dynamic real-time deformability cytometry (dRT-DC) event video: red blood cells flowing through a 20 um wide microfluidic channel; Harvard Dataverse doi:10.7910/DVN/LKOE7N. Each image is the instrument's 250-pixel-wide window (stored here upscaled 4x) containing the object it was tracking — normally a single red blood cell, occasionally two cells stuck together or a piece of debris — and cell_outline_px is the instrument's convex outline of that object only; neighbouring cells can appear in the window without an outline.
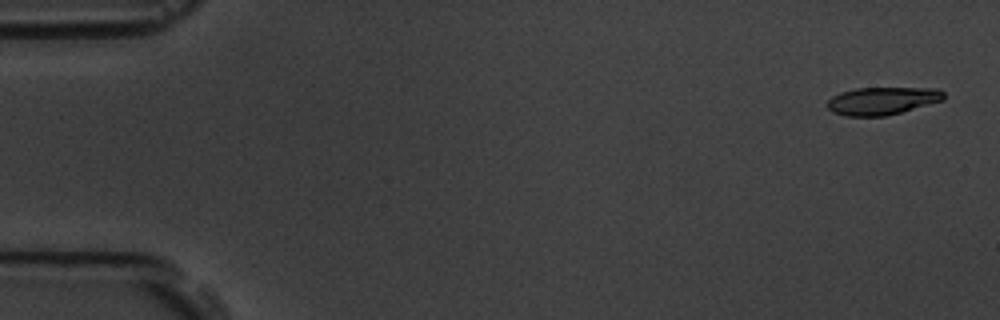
{"species": "common noctule bat (a hibernating species)", "species_latin": "Nyctalus noctula", "temperature_condition": "room temperature", "stored_images_in_passage": 6, "camera_frame_rate_fps": 3000, "um_per_image_px": 0.085, "animal": {"sex": "male", "body_mass_g": 19.5, "forearm_length_mm": 54.6}, "frame": {"image": 1, "passage_image": 1, "time_ms": 0.0, "image_size_px": [1000, 320], "cell_outline_px": [[944, 100], [900, 112], [884, 116], [844, 116], [832, 112], [828, 108], [828, 100], [832, 96], [840, 92], [856, 88], [936, 88], [944, 92]], "centroid_in_image_um": [74.97, 8.57], "position_along_channel_um": 10.0, "area_um2": 18.73}}
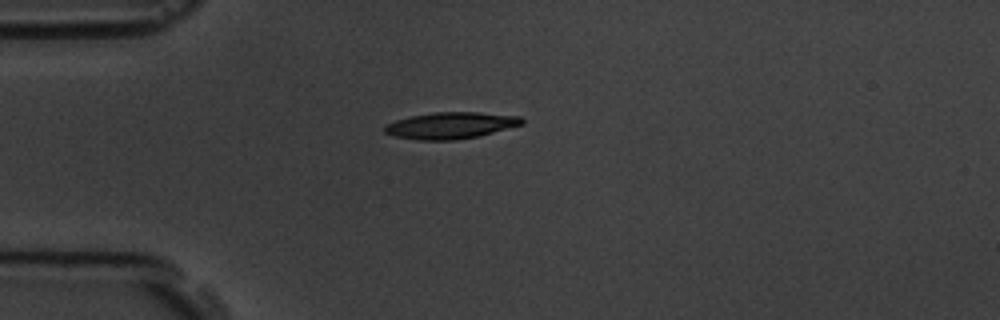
{"frame": {"image": 2, "passage_image": 5, "time_ms": 4.333, "image_size_px": [1000, 320], "cell_outline_px": [[524, 124], [476, 136], [452, 140], [416, 140], [396, 136], [384, 132], [384, 124], [396, 120], [412, 116], [436, 112], [476, 112], [520, 116], [524, 120]], "centroid_in_image_um": [38.29, 10.66], "position_along_channel_um": 46.7, "area_um2": 20.98}}
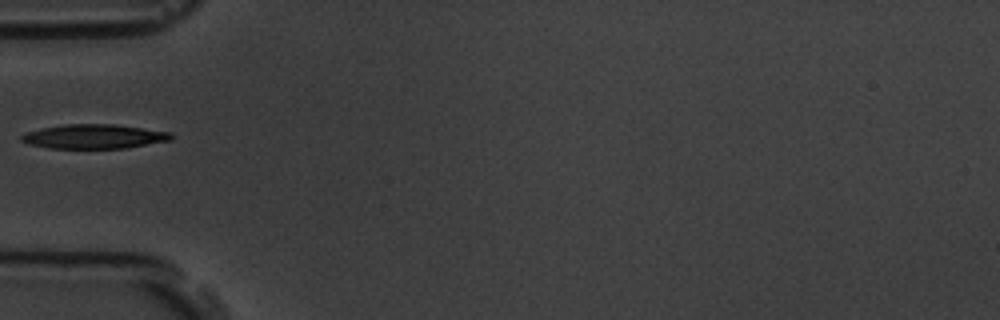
{"frame": {"image": 3, "passage_image": 6, "time_ms": 5.667, "image_size_px": [1000, 320], "cell_outline_px": [[172, 140], [128, 148], [48, 148], [28, 144], [20, 140], [20, 136], [28, 132], [40, 128], [64, 124], [116, 124], [172, 132]], "centroid_in_image_um": [8.01, 11.6], "position_along_channel_um": 77.0, "area_um2": 21.39}}